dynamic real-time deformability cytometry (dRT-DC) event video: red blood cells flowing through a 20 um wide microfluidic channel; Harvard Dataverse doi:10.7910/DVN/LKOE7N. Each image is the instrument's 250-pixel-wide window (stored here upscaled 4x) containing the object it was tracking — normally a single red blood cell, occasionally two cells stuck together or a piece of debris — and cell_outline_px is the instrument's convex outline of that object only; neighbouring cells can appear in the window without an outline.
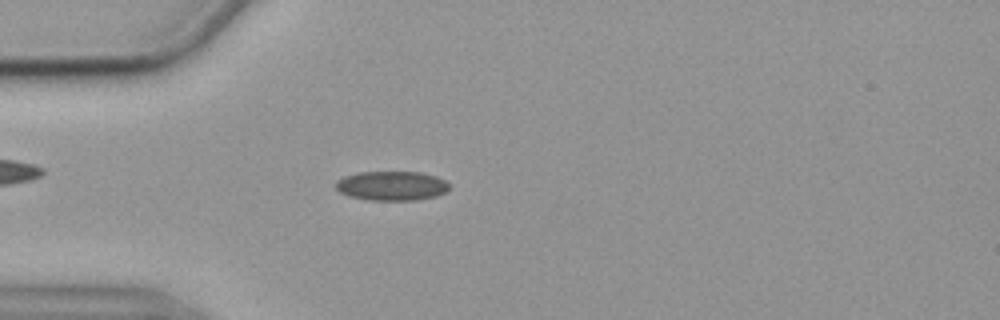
{"species": "common noctule bat (a hibernating species)", "species_latin": "Nyctalus noctula", "temperature_condition": "cold", "stored_images_in_passage": 55, "camera_frame_rate_fps": 3000, "um_per_image_px": 0.085, "animal": {"sex": "female", "body_mass_g": 19.9}, "frame": {"image": 1, "passage_image": 15, "time_ms": 4.667, "image_size_px": [1000, 320], "cell_outline_px": [[448, 192], [436, 196], [416, 200], [368, 200], [348, 196], [340, 192], [336, 188], [336, 180], [344, 176], [360, 172], [420, 172], [436, 176], [444, 180], [448, 184]], "centroid_in_image_um": [33.29, 15.8], "position_along_channel_um": 51.7, "area_um2": 19.48}}
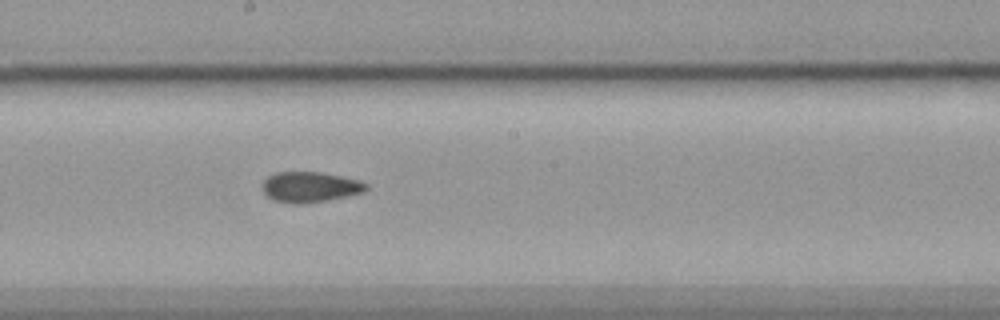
{"frame": {"image": 2, "passage_image": 30, "time_ms": 9.667, "image_size_px": [1000, 320], "cell_outline_px": [[368, 188], [364, 192], [328, 200], [304, 204], [292, 204], [272, 200], [260, 188], [260, 184], [268, 176], [276, 172], [320, 172], [360, 180], [368, 184]], "centroid_in_image_um": [26.32, 15.9], "position_along_channel_um": 221.9, "area_um2": 18.67}}
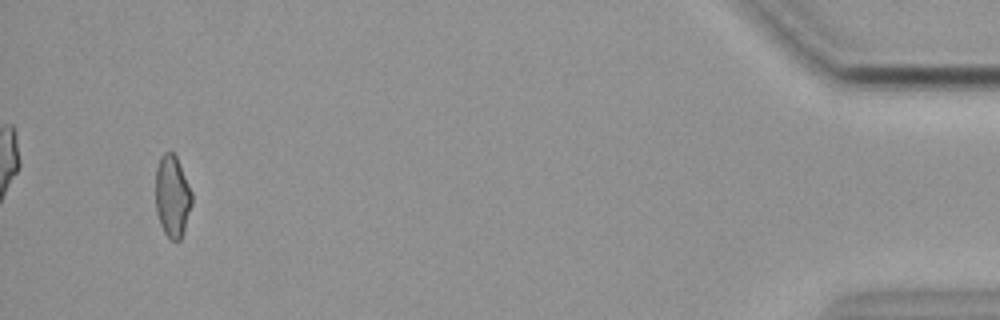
{"frame": {"image": 3, "passage_image": 53, "time_ms": 17.333, "image_size_px": [1000, 320], "cell_outline_px": [[192, 204], [180, 240], [172, 240], [164, 232], [160, 224], [156, 212], [156, 168], [160, 156], [164, 152], [172, 152], [176, 156], [180, 164], [192, 192]], "centroid_in_image_um": [14.64, 16.65], "position_along_channel_um": 420.6, "area_um2": 17.22}, "authors_computed_cell_mechanics": {"area_um2": 18.5538, "velocity_mm_per_s": 3.584, "shape_relaxation_time_tau1_ms": null, "shape_relaxation_time_tau2_ms": 2.845, "deformation_change_tau1": null, "deformation_change_tau2": 0.0821}}